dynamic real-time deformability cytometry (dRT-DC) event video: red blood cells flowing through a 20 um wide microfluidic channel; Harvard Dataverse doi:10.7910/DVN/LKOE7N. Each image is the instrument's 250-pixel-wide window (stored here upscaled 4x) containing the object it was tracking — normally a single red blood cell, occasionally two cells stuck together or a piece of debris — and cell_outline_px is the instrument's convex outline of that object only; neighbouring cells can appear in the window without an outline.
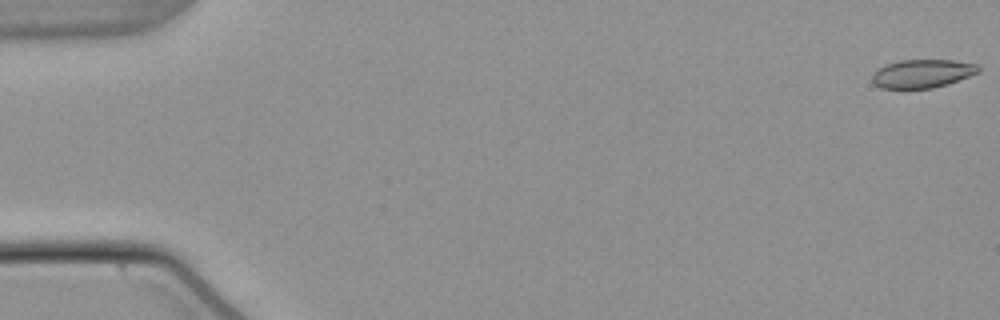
{"species": "common noctule bat (a hibernating species)", "species_latin": "Nyctalus noctula", "temperature_condition": "warm", "stored_images_in_passage": 12, "camera_frame_rate_fps": 3000, "um_per_image_px": 0.085, "animal": {"sex": "male", "body_mass_g": 21.5, "forearm_length_mm": 52.0}, "frame": {"image": 1, "passage_image": 1, "time_ms": 0.0, "image_size_px": [1000, 320], "cell_outline_px": [[980, 72], [948, 84], [932, 88], [900, 92], [880, 88], [872, 80], [872, 76], [880, 68], [888, 64], [900, 60], [952, 60], [976, 64], [980, 68]], "centroid_in_image_um": [78.37, 6.31], "position_along_channel_um": 6.6, "area_um2": 18.09}}